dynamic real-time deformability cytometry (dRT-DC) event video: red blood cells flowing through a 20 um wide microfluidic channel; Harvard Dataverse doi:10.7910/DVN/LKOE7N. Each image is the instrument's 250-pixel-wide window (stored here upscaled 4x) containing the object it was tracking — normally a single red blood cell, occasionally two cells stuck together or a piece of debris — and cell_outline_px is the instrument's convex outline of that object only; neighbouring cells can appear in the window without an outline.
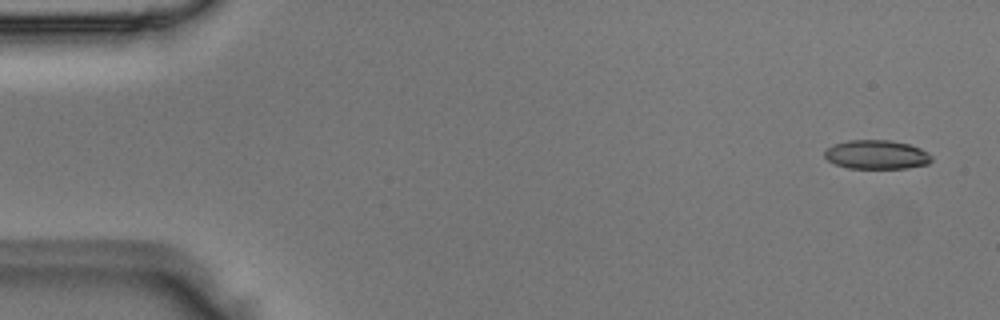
{"species": "Egyptian fruit bat (a non-hibernating species)", "species_latin": "Rousettus aegyptiacus", "temperature_condition": "room temperature", "stored_images_in_passage": 5, "camera_frame_rate_fps": 3000, "um_per_image_px": 0.085, "animal": {"sex": "male"}, "frame": {"image": 1, "passage_image": 1, "time_ms": 0.0, "image_size_px": [1000, 320], "cell_outline_px": [[932, 160], [928, 164], [904, 168], [848, 168], [836, 164], [828, 160], [824, 156], [824, 152], [828, 148], [836, 144], [848, 140], [888, 140], [908, 144], [920, 148], [928, 152], [932, 156]], "centroid_in_image_um": [74.53, 13.14], "position_along_channel_um": 10.5, "area_um2": 17.92}}
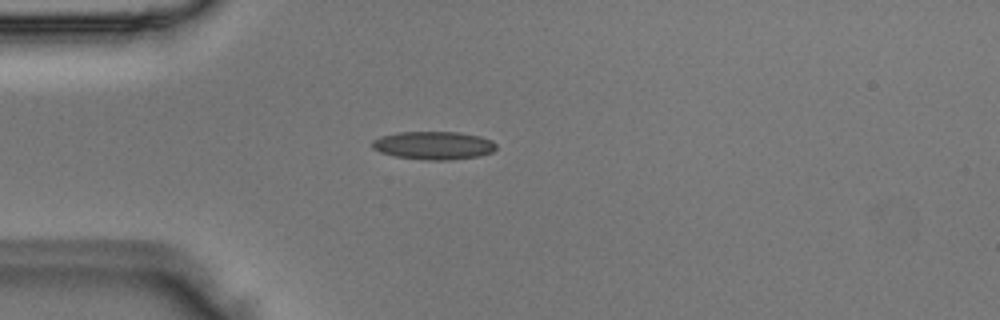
{"frame": {"image": 2, "passage_image": 4, "time_ms": 1.0, "image_size_px": [1000, 320], "cell_outline_px": [[496, 148], [492, 152], [480, 156], [452, 160], [424, 160], [396, 156], [380, 152], [372, 148], [372, 140], [380, 136], [396, 132], [460, 132], [480, 136], [492, 140], [496, 144]], "centroid_in_image_um": [36.86, 12.36], "position_along_channel_um": 48.1, "area_um2": 20.52}}